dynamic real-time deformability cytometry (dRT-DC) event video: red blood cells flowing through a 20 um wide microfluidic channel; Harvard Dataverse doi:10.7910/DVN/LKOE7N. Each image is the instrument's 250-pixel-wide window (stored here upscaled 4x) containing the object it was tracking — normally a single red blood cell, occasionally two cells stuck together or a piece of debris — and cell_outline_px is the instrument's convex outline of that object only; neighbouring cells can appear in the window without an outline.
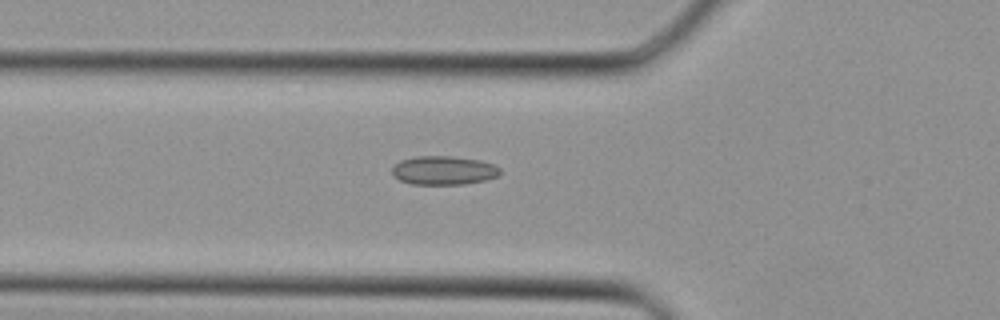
{"species": "Egyptian fruit bat (a non-hibernating species)", "species_latin": "Rousettus aegyptiacus", "temperature_condition": "cold", "stored_images_in_passage": 35, "camera_frame_rate_fps": 3000, "um_per_image_px": 0.085, "animal": {"sex": "female"}, "frame": {"image": 1, "passage_image": 12, "time_ms": 3.667, "image_size_px": [1000, 320], "cell_outline_px": [[500, 172], [496, 176], [488, 180], [464, 184], [412, 184], [400, 180], [392, 176], [392, 164], [400, 160], [416, 156], [452, 156], [480, 160], [492, 164], [500, 168]], "centroid_in_image_um": [37.67, 14.48], "position_along_channel_um": 88.1, "area_um2": 18.26}}
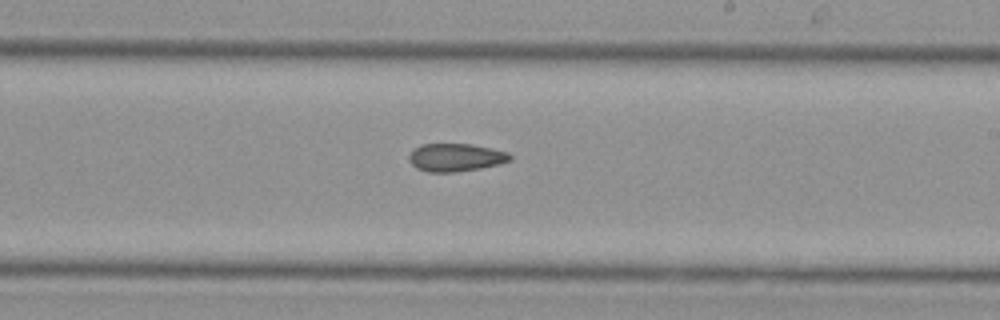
{"frame": {"image": 2, "passage_image": 21, "time_ms": 6.667, "image_size_px": [1000, 320], "cell_outline_px": [[512, 160], [500, 164], [480, 168], [456, 172], [428, 172], [416, 168], [408, 160], [408, 156], [412, 148], [420, 144], [472, 144], [492, 148], [508, 152], [512, 156]], "centroid_in_image_um": [38.72, 13.38], "position_along_channel_um": 250.3, "area_um2": 16.7}}
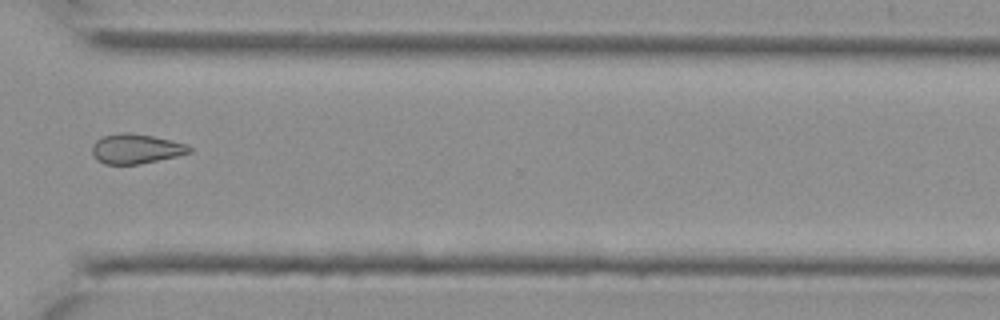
{"frame": {"image": 3, "passage_image": 27, "time_ms": 8.667, "image_size_px": [1000, 320], "cell_outline_px": [[192, 152], [176, 156], [140, 164], [104, 164], [96, 160], [92, 152], [92, 144], [96, 140], [104, 136], [120, 132], [128, 132], [152, 136], [188, 144], [192, 148]], "centroid_in_image_um": [11.54, 12.65], "position_along_channel_um": 359.1, "area_um2": 16.88}}